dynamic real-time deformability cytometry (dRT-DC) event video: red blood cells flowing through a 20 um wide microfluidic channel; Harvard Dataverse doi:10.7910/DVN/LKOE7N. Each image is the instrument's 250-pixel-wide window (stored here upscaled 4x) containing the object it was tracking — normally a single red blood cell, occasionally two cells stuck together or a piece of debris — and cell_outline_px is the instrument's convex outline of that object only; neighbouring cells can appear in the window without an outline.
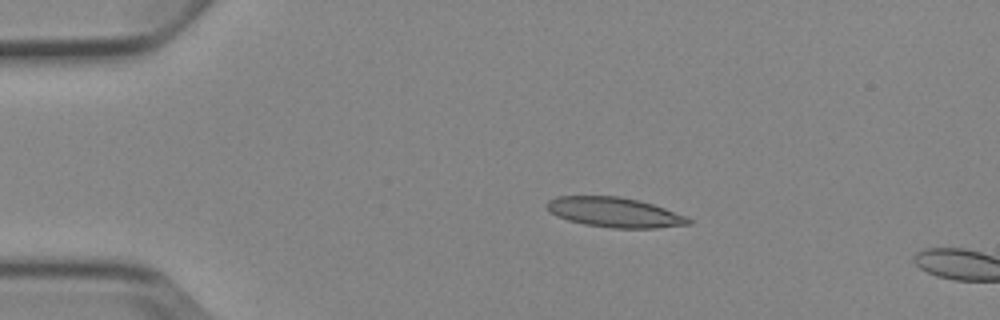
{"species": "Egyptian fruit bat (a non-hibernating species)", "species_latin": "Rousettus aegyptiacus", "temperature_condition": "cold", "stored_images_in_passage": 4, "camera_frame_rate_fps": 3000, "um_per_image_px": 0.085, "animal": {"sex": "female"}, "frame": {"image": 1, "passage_image": 3, "time_ms": 2.667, "image_size_px": [1000, 320], "cell_outline_px": [[692, 224], [656, 228], [612, 228], [584, 224], [568, 220], [556, 216], [548, 212], [544, 208], [544, 204], [548, 200], [556, 196], [616, 196], [636, 200], [652, 204], [688, 216], [692, 220]], "centroid_in_image_um": [52.19, 18.05], "position_along_channel_um": 32.8, "area_um2": 24.85}}